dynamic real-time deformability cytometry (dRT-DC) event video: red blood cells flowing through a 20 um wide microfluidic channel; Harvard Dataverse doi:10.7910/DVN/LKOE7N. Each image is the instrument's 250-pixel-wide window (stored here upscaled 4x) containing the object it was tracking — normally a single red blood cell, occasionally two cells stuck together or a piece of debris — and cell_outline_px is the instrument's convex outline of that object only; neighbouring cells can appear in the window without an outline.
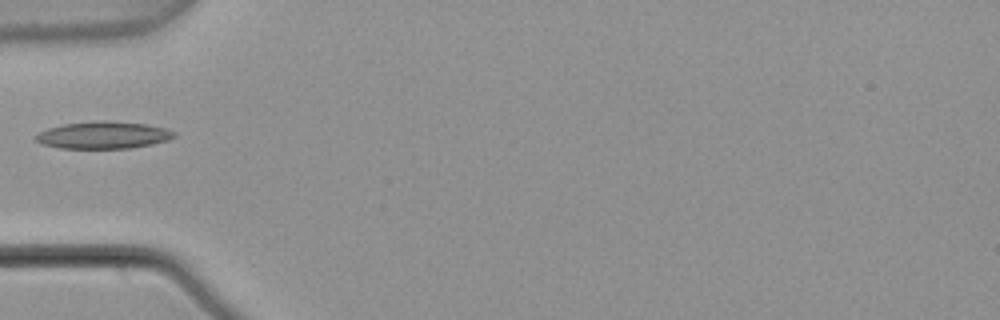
{"species": "common noctule bat (a hibernating species)", "species_latin": "Nyctalus noctula", "temperature_condition": "warm", "stored_images_in_passage": 5, "camera_frame_rate_fps": 3000, "um_per_image_px": 0.085, "animal": {"sex": "male", "body_mass_g": 21.5, "forearm_length_mm": 52.0}, "frame": {"image": 1, "passage_image": 5, "time_ms": 1.333, "image_size_px": [1000, 320], "cell_outline_px": [[176, 136], [168, 140], [152, 144], [128, 148], [60, 148], [40, 144], [36, 140], [36, 136], [40, 132], [48, 128], [64, 124], [100, 120], [108, 120], [148, 124], [164, 128], [176, 132]], "centroid_in_image_um": [8.8, 11.48], "position_along_channel_um": 76.2, "area_um2": 21.91}}